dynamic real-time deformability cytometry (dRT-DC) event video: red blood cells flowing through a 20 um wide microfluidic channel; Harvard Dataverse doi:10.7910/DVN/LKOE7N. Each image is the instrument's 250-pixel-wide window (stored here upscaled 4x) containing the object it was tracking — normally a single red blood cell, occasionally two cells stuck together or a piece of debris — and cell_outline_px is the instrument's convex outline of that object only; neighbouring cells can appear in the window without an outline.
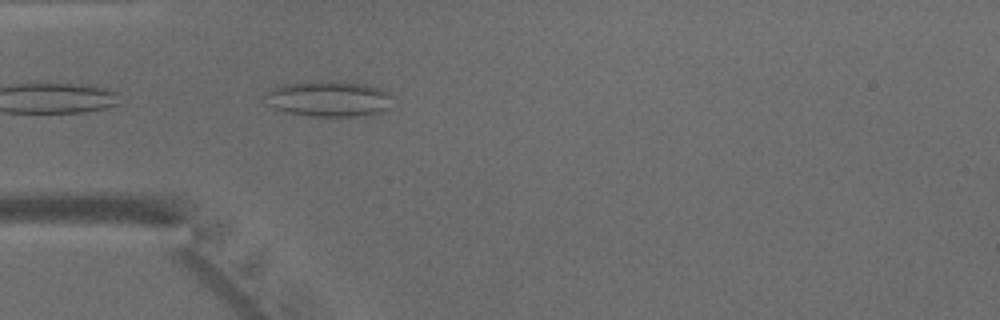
{"species": "common noctule bat (a hibernating species)", "species_latin": "Nyctalus noctula", "temperature_condition": "warm", "stored_images_in_passage": 8, "camera_frame_rate_fps": 3000, "um_per_image_px": 0.085, "animal": {"sex": "male", "body_mass_g": 15.6}, "frame": {"image": 1, "passage_image": 3, "time_ms": 0.667, "image_size_px": [1000, 320], "cell_outline_px": [[388, 108], [380, 112], [356, 116], [312, 116], [288, 112], [276, 108], [264, 96], [268, 92], [284, 84], [308, 80], [344, 80], [368, 84], [380, 88], [388, 92]], "centroid_in_image_um": [27.97, 8.35], "position_along_channel_um": 57.0, "area_um2": 26.36}}